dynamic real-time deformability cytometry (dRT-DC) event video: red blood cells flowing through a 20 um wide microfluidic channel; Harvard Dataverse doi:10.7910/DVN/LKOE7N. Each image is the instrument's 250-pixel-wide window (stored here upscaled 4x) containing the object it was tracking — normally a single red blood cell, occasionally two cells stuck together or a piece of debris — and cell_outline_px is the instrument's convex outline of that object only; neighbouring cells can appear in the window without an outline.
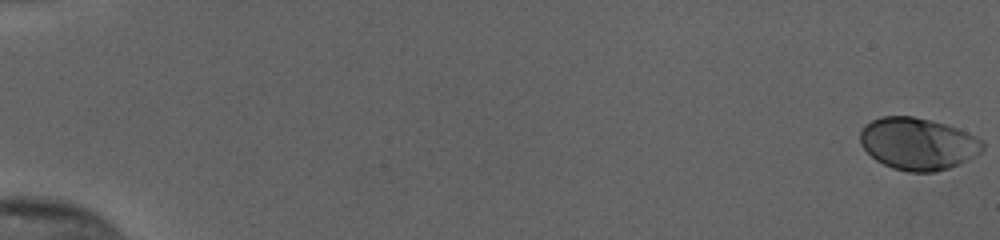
{"species": "human", "species_latin": "Homo sapiens", "temperature_condition": "cold", "stored_images_in_passage": 56, "camera_frame_rate_fps": 3000, "um_per_image_px": 0.085, "donor": {"sex": "female"}, "frame": {"image": 1, "passage_image": 1, "time_ms": 0.0, "image_size_px": [1000, 240], "cell_outline_px": [[984, 148], [976, 156], [960, 164], [948, 168], [932, 172], [908, 172], [892, 168], [876, 160], [860, 144], [860, 132], [864, 124], [880, 116], [912, 116], [932, 120], [956, 128], [980, 140], [984, 144]], "centroid_in_image_um": [77.99, 12.22], "position_along_channel_um": 7.0, "area_um2": 37.05}}
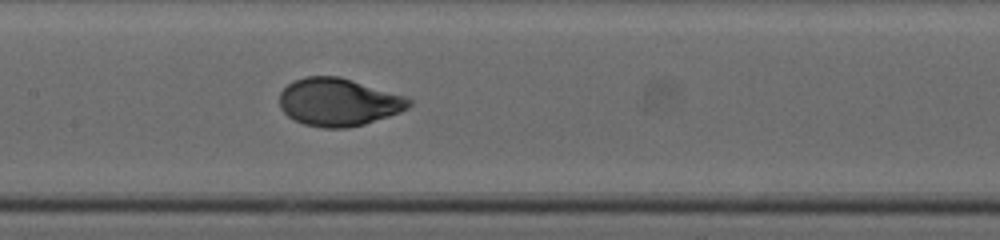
{"frame": {"image": 2, "passage_image": 30, "time_ms": 9.667, "image_size_px": [1000, 240], "cell_outline_px": [[412, 104], [408, 108], [400, 112], [364, 124], [348, 128], [324, 128], [304, 124], [288, 116], [280, 108], [280, 92], [292, 80], [304, 76], [340, 76], [404, 96], [412, 100]], "centroid_in_image_um": [28.75, 8.67], "position_along_channel_um": 178.6, "area_um2": 36.01}}
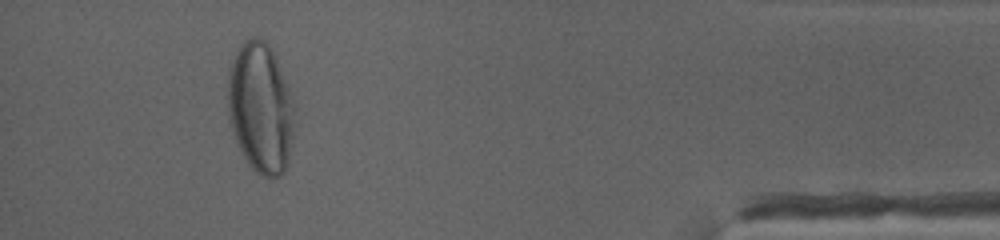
{"frame": {"image": 3, "passage_image": 52, "time_ms": 17.0, "image_size_px": [1000, 240], "cell_outline_px": [[292, 136], [288, 164], [284, 172], [280, 176], [272, 180], [260, 176], [248, 164], [240, 152], [228, 124], [228, 72], [232, 60], [240, 44], [244, 40], [252, 36], [256, 36], [264, 40], [268, 44], [276, 60], [288, 88], [292, 104]], "centroid_in_image_um": [22.09, 9.23], "position_along_channel_um": 413.1, "area_um2": 50.81}, "authors_computed_cell_mechanics": {"area_um2": 36.2117, "velocity_mm_per_s": 3.8418, "shape_relaxation_time_tau1_ms": 3.6516, "shape_relaxation_time_tau2_ms": null, "deformation_change_tau1": 0.182, "deformation_change_tau2": null}}